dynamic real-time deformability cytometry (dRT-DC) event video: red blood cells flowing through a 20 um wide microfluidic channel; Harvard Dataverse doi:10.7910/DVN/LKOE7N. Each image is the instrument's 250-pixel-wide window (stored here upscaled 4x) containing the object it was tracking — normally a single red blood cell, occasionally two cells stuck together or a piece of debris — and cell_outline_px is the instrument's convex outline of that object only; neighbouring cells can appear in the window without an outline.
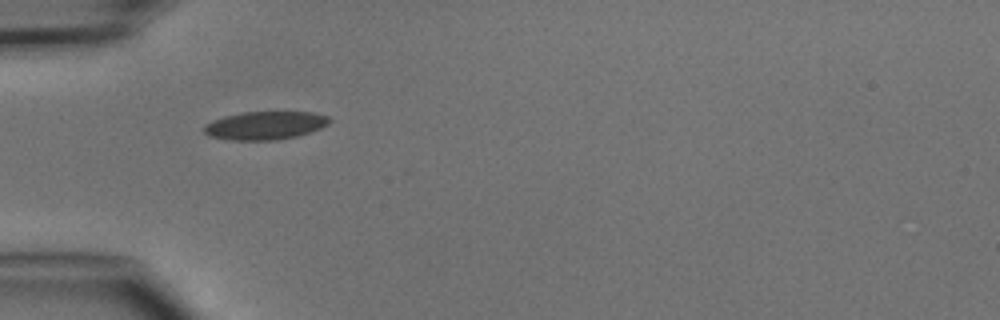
{"species": "common noctule bat (a hibernating species)", "species_latin": "Nyctalus noctula", "temperature_condition": "cold", "stored_images_in_passage": 6, "camera_frame_rate_fps": 3000, "um_per_image_px": 0.085, "animal": {"sex": "male", "body_mass_g": 15.6}, "frame": {"image": 1, "passage_image": 4, "time_ms": 4.333, "image_size_px": [1000, 320], "cell_outline_px": [[332, 120], [328, 124], [320, 128], [296, 136], [276, 140], [232, 140], [208, 136], [204, 132], [204, 124], [212, 120], [224, 116], [244, 112], [312, 112], [328, 116]], "centroid_in_image_um": [22.51, 10.66], "position_along_channel_um": 62.5, "area_um2": 20.58}}
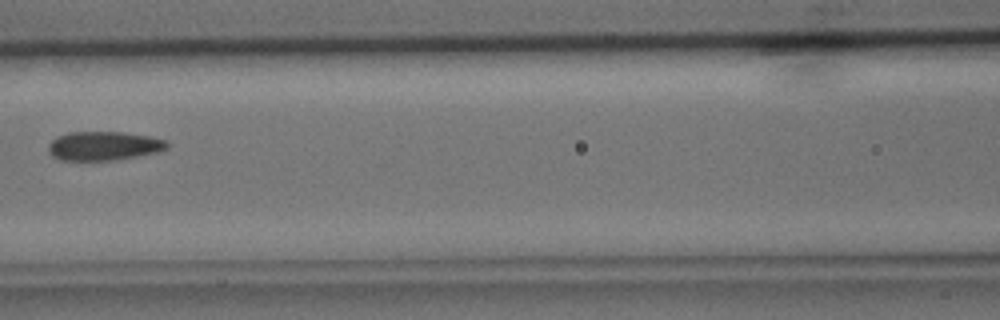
{"frame": {"image": 2, "passage_image": 6, "time_ms": 6.667, "image_size_px": [1000, 320], "cell_outline_px": [[168, 148], [160, 152], [116, 160], [60, 160], [52, 156], [48, 152], [48, 144], [56, 136], [68, 132], [124, 132], [152, 136], [168, 140]], "centroid_in_image_um": [8.85, 12.4], "position_along_channel_um": 157.8, "area_um2": 20.4}}